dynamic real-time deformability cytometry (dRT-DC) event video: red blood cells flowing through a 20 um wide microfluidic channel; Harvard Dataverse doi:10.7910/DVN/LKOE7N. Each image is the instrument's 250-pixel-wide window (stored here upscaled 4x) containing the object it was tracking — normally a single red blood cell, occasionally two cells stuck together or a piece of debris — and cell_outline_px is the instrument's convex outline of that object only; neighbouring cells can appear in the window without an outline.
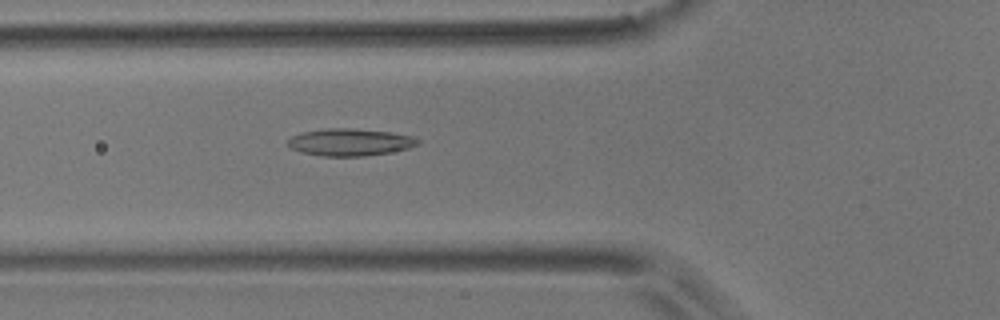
{"species": "common noctule bat (a hibernating species)", "species_latin": "Nyctalus noctula", "temperature_condition": "room temperature", "stored_images_in_passage": 53, "camera_frame_rate_fps": 3000, "um_per_image_px": 0.085, "animal": {"sex": "male", "body_mass_g": 17.9}, "frame": {"image": 1, "passage_image": 19, "time_ms": 6.0, "image_size_px": [1000, 320], "cell_outline_px": [[420, 144], [408, 148], [388, 152], [364, 156], [320, 156], [300, 152], [288, 148], [288, 140], [292, 136], [300, 132], [324, 128], [352, 128], [392, 132], [412, 136], [420, 140]], "centroid_in_image_um": [29.71, 12.08], "position_along_channel_um": 96.1, "area_um2": 20.81}}
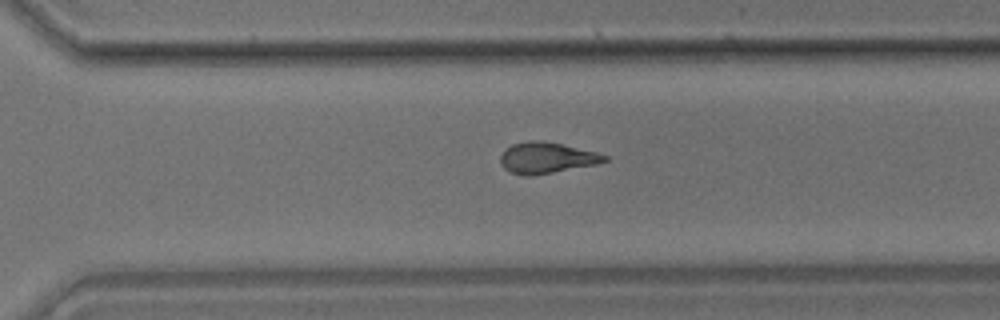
{"frame": {"image": 2, "passage_image": 37, "time_ms": 12.0, "image_size_px": [1000, 320], "cell_outline_px": [[608, 160], [596, 164], [532, 176], [524, 176], [508, 172], [500, 164], [500, 156], [512, 144], [528, 140], [540, 140], [560, 144], [596, 152], [608, 156]], "centroid_in_image_um": [46.42, 13.42], "position_along_channel_um": 324.2, "area_um2": 18.73}}
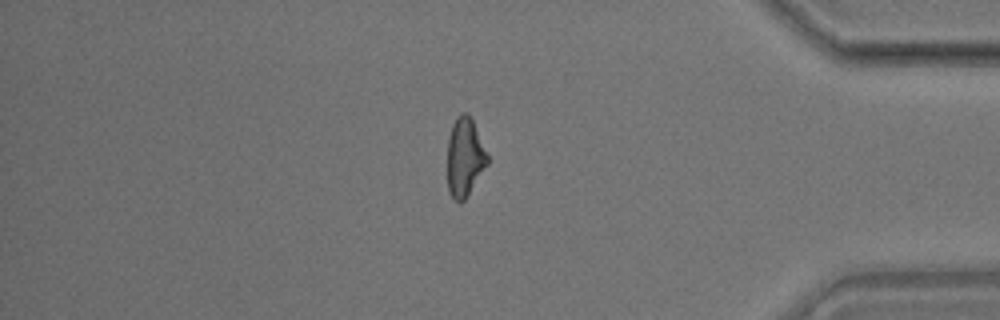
{"frame": {"image": 3, "passage_image": 45, "time_ms": 14.667, "image_size_px": [1000, 320], "cell_outline_px": [[488, 164], [464, 200], [460, 204], [448, 192], [448, 140], [452, 124], [456, 116], [460, 112], [468, 112], [472, 120], [488, 156]], "centroid_in_image_um": [39.49, 13.35], "position_along_channel_um": 395.7, "area_um2": 18.21}, "authors_computed_cell_mechanics": {"area_um2": 19.2474, "velocity_mm_per_s": 3.8009, "shape_relaxation_time_tau1_ms": null, "shape_relaxation_time_tau2_ms": 2.6271, "deformation_change_tau1": null, "deformation_change_tau2": 0.1132}}